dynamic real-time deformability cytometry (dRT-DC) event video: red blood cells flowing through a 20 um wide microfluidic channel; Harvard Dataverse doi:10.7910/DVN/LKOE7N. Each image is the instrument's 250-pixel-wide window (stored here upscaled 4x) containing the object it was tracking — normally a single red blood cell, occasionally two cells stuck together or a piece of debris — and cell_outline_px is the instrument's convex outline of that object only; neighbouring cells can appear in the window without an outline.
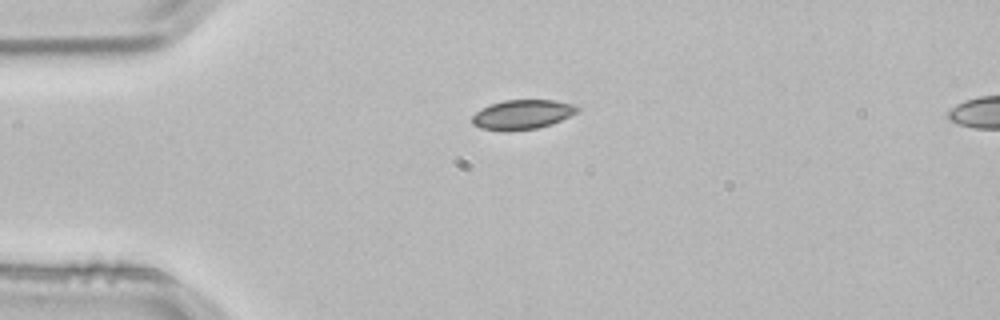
{"species": "common noctule bat (a hibernating species)", "species_latin": "Nyctalus noctula", "temperature_condition": "room temperature", "stored_images_in_passage": 1, "camera_frame_rate_fps": 3000, "um_per_image_px": 0.085, "animal": {"sex": "male", "body_mass_g": 21.5, "forearm_length_mm": 52.0}, "frame": {"image": 1, "passage_image": 1, "time_ms": 0.0, "image_size_px": [1000, 320], "cell_outline_px": [[580, 108], [576, 112], [552, 124], [536, 128], [508, 132], [504, 132], [480, 128], [472, 124], [472, 116], [480, 108], [488, 104], [504, 100], [552, 100], [576, 104]], "centroid_in_image_um": [44.35, 9.74], "position_along_channel_um": 40.7, "area_um2": 18.32}}